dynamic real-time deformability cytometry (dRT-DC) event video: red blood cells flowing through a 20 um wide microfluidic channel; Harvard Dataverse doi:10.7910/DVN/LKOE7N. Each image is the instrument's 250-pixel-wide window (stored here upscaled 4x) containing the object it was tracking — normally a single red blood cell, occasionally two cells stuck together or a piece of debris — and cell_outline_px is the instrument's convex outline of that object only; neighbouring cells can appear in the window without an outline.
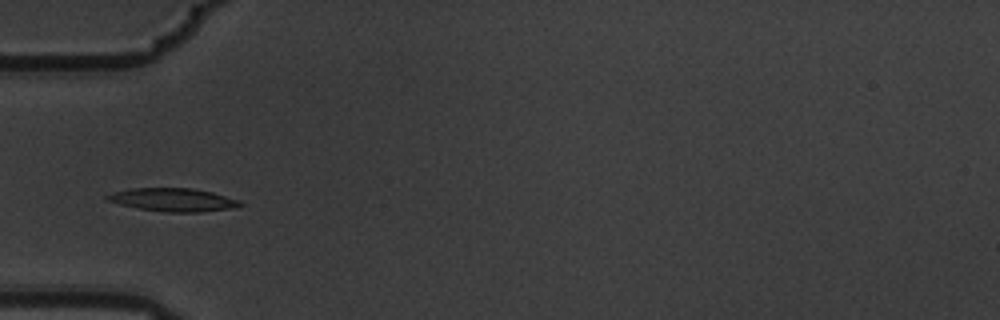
{"species": "common noctule bat (a hibernating species)", "species_latin": "Nyctalus noctula", "temperature_condition": "warm", "stored_images_in_passage": 7, "camera_frame_rate_fps": 3000, "um_per_image_px": 0.085, "animal": {"sex": "male", "body_mass_g": 19.5, "forearm_length_mm": 54.6}, "frame": {"image": 1, "passage_image": 6, "time_ms": 1.667, "image_size_px": [1000, 320], "cell_outline_px": [[244, 204], [232, 208], [200, 212], [164, 212], [136, 208], [104, 200], [104, 196], [112, 192], [128, 188], [192, 188], [212, 192], [240, 200]], "centroid_in_image_um": [14.66, 16.98], "position_along_channel_um": 70.3, "area_um2": 18.15}}
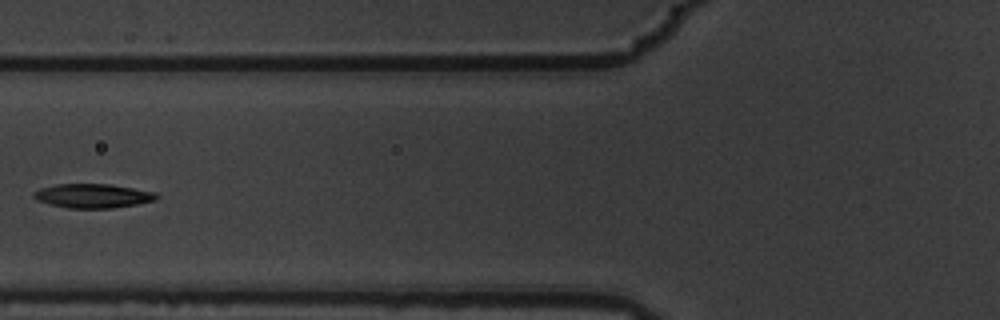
{"frame": {"image": 2, "passage_image": 7, "time_ms": 2.0, "image_size_px": [1000, 320], "cell_outline_px": [[160, 196], [156, 200], [136, 204], [112, 208], [68, 208], [36, 200], [32, 196], [32, 192], [40, 188], [56, 184], [108, 184], [156, 192]], "centroid_in_image_um": [7.88, 16.64], "position_along_channel_um": 117.9, "area_um2": 17.22}}